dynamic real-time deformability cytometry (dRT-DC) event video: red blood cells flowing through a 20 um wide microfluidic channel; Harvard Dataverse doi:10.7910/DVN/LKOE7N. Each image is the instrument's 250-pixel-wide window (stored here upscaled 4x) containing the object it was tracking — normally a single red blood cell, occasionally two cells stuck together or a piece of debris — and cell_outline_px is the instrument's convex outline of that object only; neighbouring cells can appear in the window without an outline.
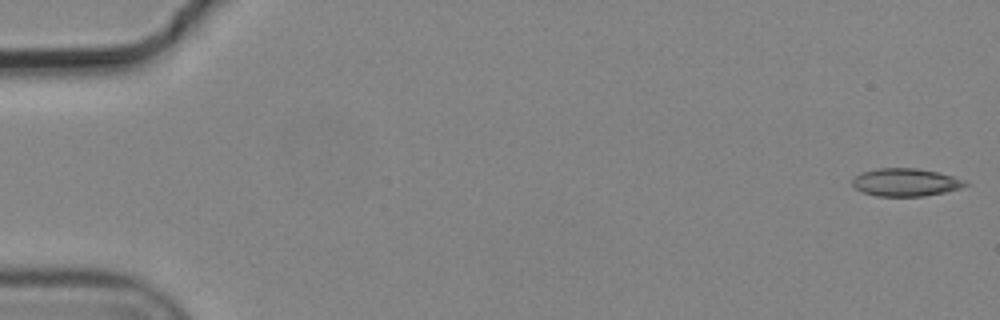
{"species": "common noctule bat (a hibernating species)", "species_latin": "Nyctalus noctula", "temperature_condition": "cold", "stored_images_in_passage": 5, "camera_frame_rate_fps": 3000, "um_per_image_px": 0.085, "animal": {"sex": "male", "body_mass_g": 19.2, "forearm_length_mm": 51.8}, "frame": {"image": 1, "passage_image": 1, "time_ms": 0.0, "image_size_px": [1000, 320], "cell_outline_px": [[968, 184], [960, 188], [944, 192], [924, 196], [876, 196], [864, 192], [856, 188], [852, 184], [852, 180], [860, 172], [876, 168], [916, 168], [940, 172], [968, 180]], "centroid_in_image_um": [77.0, 15.48], "position_along_channel_um": 8.0, "area_um2": 18.44}}